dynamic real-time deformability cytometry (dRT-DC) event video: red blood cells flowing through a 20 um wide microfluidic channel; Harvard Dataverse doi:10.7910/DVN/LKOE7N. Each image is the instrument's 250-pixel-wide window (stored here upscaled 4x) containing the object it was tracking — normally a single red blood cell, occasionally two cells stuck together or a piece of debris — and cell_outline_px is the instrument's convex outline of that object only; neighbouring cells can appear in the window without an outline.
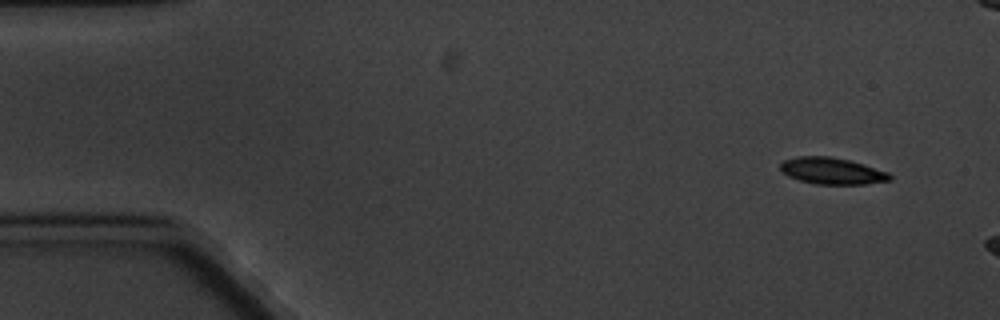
{"species": "common noctule bat (a hibernating species)", "species_latin": "Nyctalus noctula", "temperature_condition": "cold", "stored_images_in_passage": 3, "camera_frame_rate_fps": 3000, "um_per_image_px": 0.085, "animal": {"sex": "male", "body_mass_g": 20.1, "forearm_length_mm": 53.5}, "frame": {"image": 1, "passage_image": 1, "time_ms": 0.0, "image_size_px": [1000, 320], "cell_outline_px": [[892, 180], [864, 184], [816, 184], [800, 180], [788, 176], [780, 168], [780, 164], [784, 160], [796, 156], [828, 156], [848, 160], [864, 164], [888, 172], [892, 176]], "centroid_in_image_um": [70.73, 14.53], "position_along_channel_um": 14.3, "area_um2": 16.88}}